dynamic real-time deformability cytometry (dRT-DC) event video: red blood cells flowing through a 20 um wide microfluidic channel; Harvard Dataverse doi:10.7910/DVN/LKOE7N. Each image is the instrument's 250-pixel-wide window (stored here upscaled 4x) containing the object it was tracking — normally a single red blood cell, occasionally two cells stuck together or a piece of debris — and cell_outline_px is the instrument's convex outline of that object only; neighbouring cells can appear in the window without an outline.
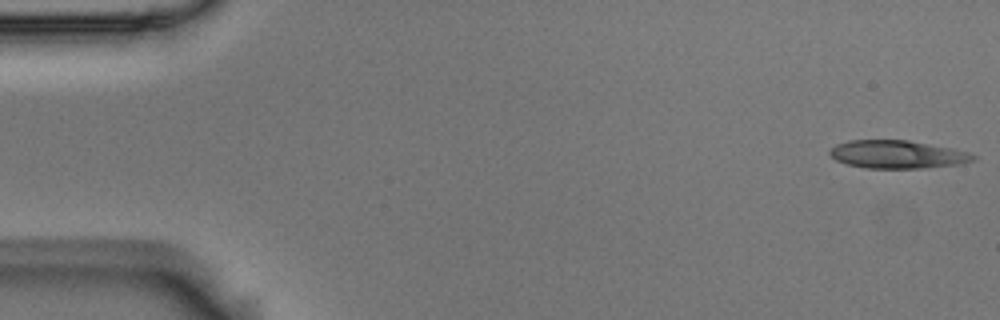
{"species": "Egyptian fruit bat (a non-hibernating species)", "species_latin": "Rousettus aegyptiacus", "temperature_condition": "room temperature", "stored_images_in_passage": 5, "camera_frame_rate_fps": 3000, "um_per_image_px": 0.085, "animal": {"sex": "male"}, "frame": {"image": 1, "passage_image": 1, "time_ms": 0.0, "image_size_px": [1000, 320], "cell_outline_px": [[976, 156], [972, 160], [960, 164], [924, 168], [864, 168], [848, 164], [836, 160], [828, 152], [836, 144], [848, 140], [908, 140], [952, 148], [968, 152]], "centroid_in_image_um": [76.26, 13.12], "position_along_channel_um": 8.7, "area_um2": 23.29}}
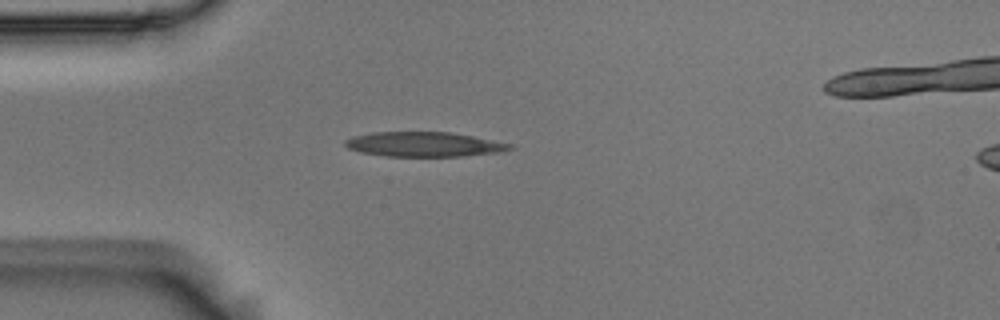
{"frame": {"image": 2, "passage_image": 4, "time_ms": 1.0, "image_size_px": [1000, 320], "cell_outline_px": [[516, 148], [504, 152], [464, 156], [384, 156], [360, 152], [348, 148], [344, 144], [344, 140], [352, 136], [372, 132], [448, 132], [472, 136], [512, 144]], "centroid_in_image_um": [36.06, 12.27], "position_along_channel_um": 48.9, "area_um2": 23.87}}